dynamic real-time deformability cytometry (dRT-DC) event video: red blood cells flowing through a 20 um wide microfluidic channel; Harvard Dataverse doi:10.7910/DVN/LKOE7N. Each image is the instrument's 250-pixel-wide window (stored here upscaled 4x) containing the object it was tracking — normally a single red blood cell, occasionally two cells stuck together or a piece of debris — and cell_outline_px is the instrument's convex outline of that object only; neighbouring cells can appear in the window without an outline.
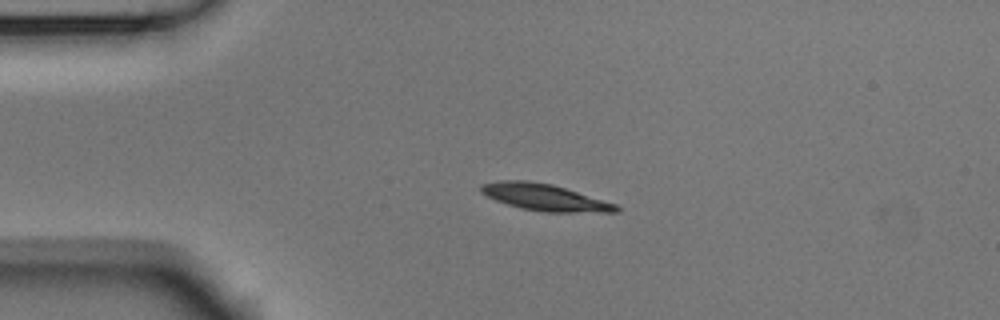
{"species": "Egyptian fruit bat (a non-hibernating species)", "species_latin": "Rousettus aegyptiacus", "temperature_condition": "room temperature", "stored_images_in_passage": 4, "camera_frame_rate_fps": 3000, "um_per_image_px": 0.085, "animal": {"sex": "male"}, "frame": {"image": 1, "passage_image": 3, "time_ms": 0.667, "image_size_px": [1000, 320], "cell_outline_px": [[620, 212], [544, 212], [520, 208], [496, 200], [480, 192], [480, 184], [500, 180], [528, 180], [552, 184], [616, 204], [620, 208]], "centroid_in_image_um": [46.28, 16.77], "position_along_channel_um": 38.7, "area_um2": 20.92}}